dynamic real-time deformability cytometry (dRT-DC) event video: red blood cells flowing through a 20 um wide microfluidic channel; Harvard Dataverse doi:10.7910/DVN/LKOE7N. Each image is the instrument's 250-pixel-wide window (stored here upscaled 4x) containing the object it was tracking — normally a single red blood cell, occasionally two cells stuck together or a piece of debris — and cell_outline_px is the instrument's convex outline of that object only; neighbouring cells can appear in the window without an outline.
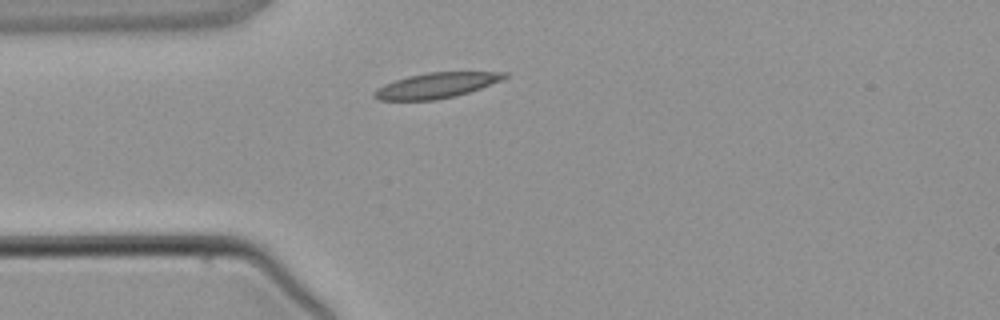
{"species": "common noctule bat (a hibernating species)", "species_latin": "Nyctalus noctula", "temperature_condition": "warm", "stored_images_in_passage": 1, "camera_frame_rate_fps": 3000, "um_per_image_px": 0.085, "animal": {"sex": "male", "body_mass_g": 21.5, "forearm_length_mm": 52.0}, "frame": {"image": 1, "passage_image": 1, "time_ms": 0.0, "image_size_px": [1000, 320], "cell_outline_px": [[508, 76], [500, 80], [480, 88], [468, 92], [436, 100], [380, 100], [372, 96], [372, 92], [376, 88], [384, 84], [408, 76], [428, 72], [508, 72]], "centroid_in_image_um": [37.03, 7.26], "position_along_channel_um": 48.0, "area_um2": 19.02}}